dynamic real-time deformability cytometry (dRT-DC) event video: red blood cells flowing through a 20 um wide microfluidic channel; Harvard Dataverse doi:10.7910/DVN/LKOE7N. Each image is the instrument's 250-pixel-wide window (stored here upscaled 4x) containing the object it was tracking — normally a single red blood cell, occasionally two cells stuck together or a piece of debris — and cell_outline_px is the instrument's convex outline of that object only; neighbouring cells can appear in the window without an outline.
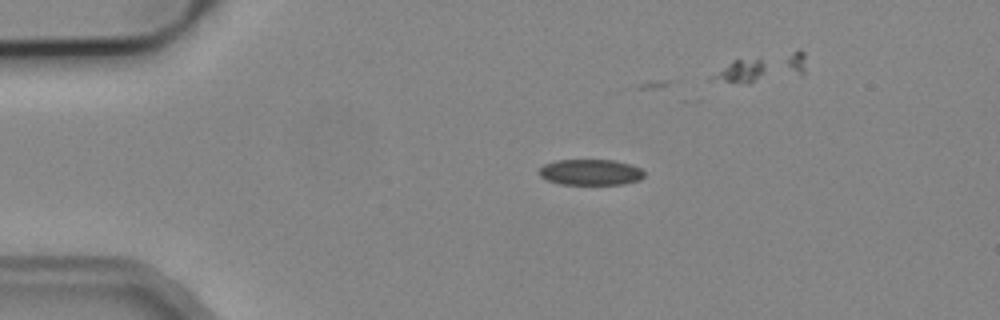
{"species": "common noctule bat (a hibernating species)", "species_latin": "Nyctalus noctula", "temperature_condition": "cold", "stored_images_in_passage": 4, "camera_frame_rate_fps": 3000, "um_per_image_px": 0.085, "animal": {"sex": "male", "body_mass_g": 19.2, "forearm_length_mm": 51.8}, "frame": {"image": 1, "passage_image": 2, "time_ms": 2.333, "image_size_px": [1000, 320], "cell_outline_px": [[644, 176], [640, 180], [624, 184], [560, 184], [548, 180], [540, 176], [540, 168], [544, 164], [556, 160], [612, 160], [632, 164], [640, 168], [644, 172]], "centroid_in_image_um": [50.22, 14.63], "position_along_channel_um": 34.8, "area_um2": 15.84}}